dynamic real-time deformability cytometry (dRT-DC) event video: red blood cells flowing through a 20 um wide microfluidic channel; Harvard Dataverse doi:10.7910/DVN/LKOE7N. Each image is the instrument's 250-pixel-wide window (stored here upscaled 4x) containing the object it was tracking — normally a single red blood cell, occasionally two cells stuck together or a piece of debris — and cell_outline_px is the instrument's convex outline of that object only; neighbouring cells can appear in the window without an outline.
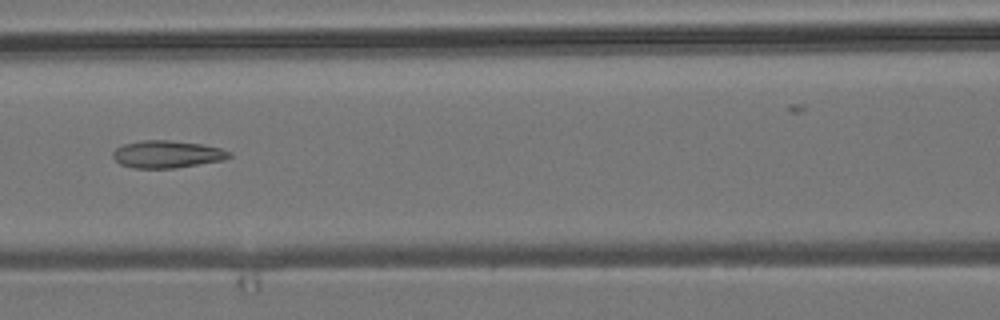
{"species": "common noctule bat (a hibernating species)", "species_latin": "Nyctalus noctula", "temperature_condition": "room temperature", "stored_images_in_passage": 8, "camera_frame_rate_fps": 3000, "um_per_image_px": 0.085, "animal": {"sex": "male", "body_mass_g": 19.2, "forearm_length_mm": 51.8}, "frame": {"image": 1, "passage_image": 7, "time_ms": 7.0, "image_size_px": [1000, 320], "cell_outline_px": [[232, 156], [224, 160], [176, 168], [132, 168], [120, 164], [112, 156], [112, 152], [116, 148], [124, 144], [140, 140], [168, 140], [200, 144], [220, 148], [232, 152]], "centroid_in_image_um": [14.2, 13.11], "position_along_channel_um": 152.4, "area_um2": 18.61}}